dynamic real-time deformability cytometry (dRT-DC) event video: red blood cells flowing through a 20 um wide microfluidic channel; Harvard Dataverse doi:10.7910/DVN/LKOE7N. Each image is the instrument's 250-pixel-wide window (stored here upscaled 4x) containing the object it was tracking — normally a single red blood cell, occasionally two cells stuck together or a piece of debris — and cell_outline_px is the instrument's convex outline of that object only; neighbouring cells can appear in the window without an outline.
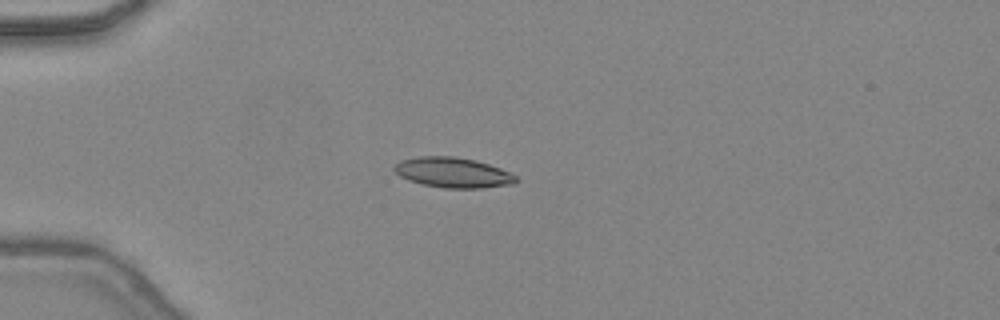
{"species": "common noctule bat (a hibernating species)", "species_latin": "Nyctalus noctula", "temperature_condition": "warm", "stored_images_in_passage": 34, "camera_frame_rate_fps": 3000, "um_per_image_px": 0.085, "animal": {"sex": "female", "body_mass_g": 24.6, "forearm_length_mm": 56.2}, "frame": {"image": 1, "passage_image": 1, "time_ms": 0.0, "image_size_px": [1000, 320], "cell_outline_px": [[516, 180], [512, 184], [480, 188], [444, 188], [424, 184], [408, 180], [400, 176], [392, 168], [400, 160], [420, 156], [452, 156], [476, 160], [500, 168], [516, 176]], "centroid_in_image_um": [38.47, 14.66], "position_along_channel_um": 46.5, "area_um2": 21.21}}
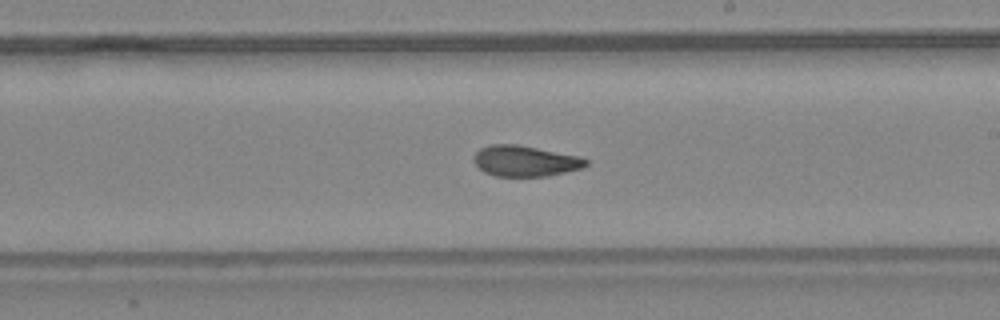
{"frame": {"image": 2, "passage_image": 16, "time_ms": 5.0, "image_size_px": [1000, 320], "cell_outline_px": [[588, 164], [584, 168], [548, 176], [496, 176], [484, 172], [472, 160], [476, 152], [480, 148], [492, 144], [516, 144], [580, 156], [588, 160]], "centroid_in_image_um": [44.66, 13.68], "position_along_channel_um": 244.3, "area_um2": 20.17}}
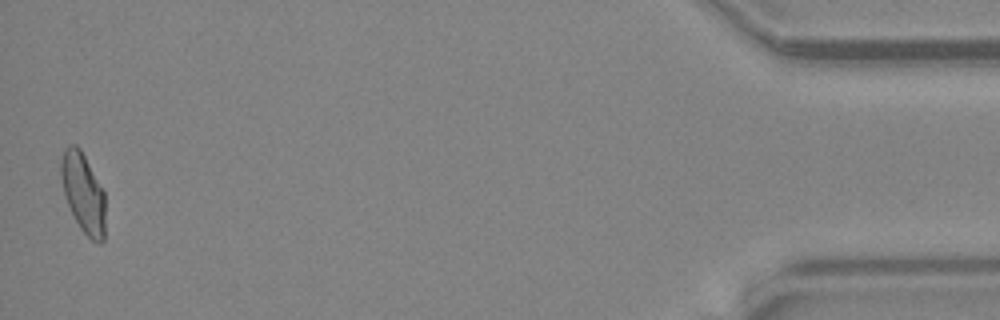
{"frame": {"image": 3, "passage_image": 34, "time_ms": 11.0, "image_size_px": [1000, 320], "cell_outline_px": [[104, 240], [100, 244], [92, 240], [80, 228], [68, 204], [64, 192], [60, 172], [60, 164], [64, 148], [72, 144], [76, 144], [80, 148], [104, 192]], "centroid_in_image_um": [7.06, 16.38], "position_along_channel_um": 428.1, "area_um2": 20.17}, "authors_computed_cell_mechanics": {"area_um2": 20.6346, "velocity_mm_per_s": 4.484, "shape_relaxation_time_tau1_ms": null, "shape_relaxation_time_tau2_ms": 2.6737, "deformation_change_tau1": null, "deformation_change_tau2": 0.0978}}